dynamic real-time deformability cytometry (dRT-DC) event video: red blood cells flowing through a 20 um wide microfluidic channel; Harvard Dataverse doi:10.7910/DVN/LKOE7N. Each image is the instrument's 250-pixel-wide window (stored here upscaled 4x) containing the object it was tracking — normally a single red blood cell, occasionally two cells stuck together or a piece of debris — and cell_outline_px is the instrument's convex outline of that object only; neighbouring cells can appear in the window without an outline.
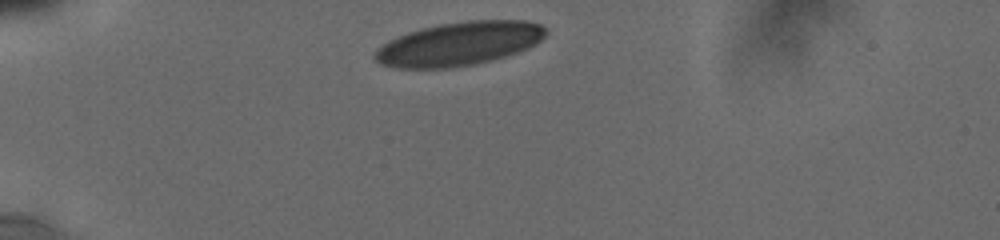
{"species": "human", "species_latin": "Homo sapiens", "temperature_condition": "cold", "stored_images_in_passage": 57, "camera_frame_rate_fps": 3000, "um_per_image_px": 0.085, "donor": {"sex": "male"}, "frame": {"image": 1, "passage_image": 1, "time_ms": 0.0, "image_size_px": [1000, 240], "cell_outline_px": [[548, 32], [536, 44], [528, 48], [492, 60], [472, 64], [448, 68], [396, 68], [380, 64], [372, 56], [376, 48], [388, 40], [396, 36], [420, 28], [440, 24], [468, 20], [528, 20], [540, 24], [548, 28]], "centroid_in_image_um": [39.0, 3.71], "position_along_channel_um": 46.0, "area_um2": 43.7}}
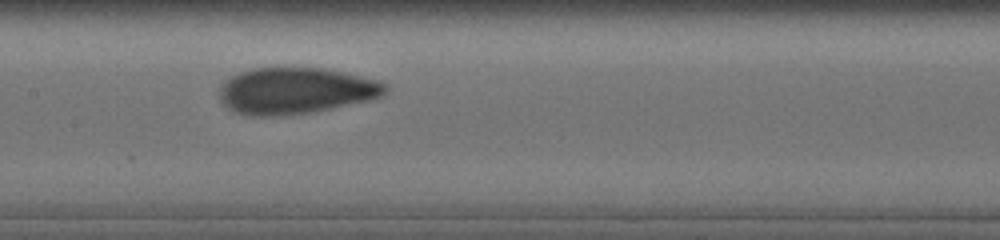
{"frame": {"image": 2, "passage_image": 21, "time_ms": 4.667, "image_size_px": [1000, 240], "cell_outline_px": [[388, 92], [384, 96], [368, 100], [308, 112], [272, 116], [248, 116], [236, 112], [228, 108], [220, 100], [220, 84], [228, 76], [252, 68], [320, 68], [344, 72], [380, 80], [388, 84]], "centroid_in_image_um": [25.12, 7.7], "position_along_channel_um": 182.3, "area_um2": 44.85}}
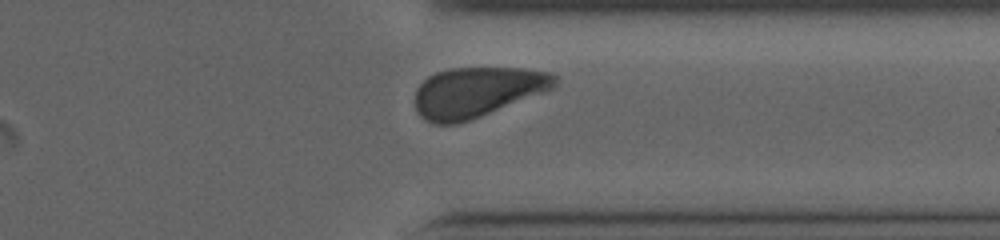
{"frame": {"image": 3, "passage_image": 50, "time_ms": 9.667, "image_size_px": [1000, 240], "cell_outline_px": [[560, 80], [552, 88], [480, 116], [456, 124], [432, 124], [424, 120], [416, 112], [416, 88], [428, 76], [436, 72], [448, 68], [524, 68], [552, 72]], "centroid_in_image_um": [40.52, 7.81], "position_along_channel_um": 370.9, "area_um2": 40.63}, "authors_computed_cell_mechanics": {"area_um2": 44.1014, "velocity_mm_per_s": 3.7706, "shape_relaxation_time_tau1_ms": 6.4276, "shape_relaxation_time_tau2_ms": null, "deformation_change_tau1": 0.2055, "deformation_change_tau2": null}}